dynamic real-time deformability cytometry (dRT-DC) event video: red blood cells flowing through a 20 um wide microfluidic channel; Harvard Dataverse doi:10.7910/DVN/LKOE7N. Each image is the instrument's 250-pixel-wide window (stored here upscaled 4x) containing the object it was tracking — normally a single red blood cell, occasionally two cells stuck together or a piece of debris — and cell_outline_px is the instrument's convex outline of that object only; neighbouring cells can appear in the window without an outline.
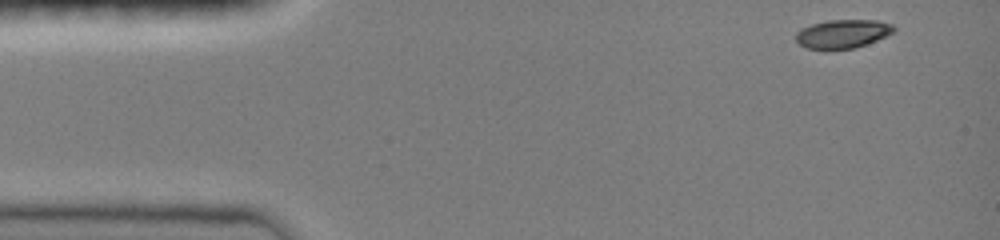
{"species": "common noctule bat (a hibernating species)", "species_latin": "Nyctalus noctula", "temperature_condition": "room temperature", "stored_images_in_passage": 6, "camera_frame_rate_fps": 3000, "um_per_image_px": 0.085, "animal": {"sex": "female", "body_mass_g": 19.0, "forearm_length_mm": 51.5}, "frame": {"image": 1, "passage_image": 1, "time_ms": 0.0, "image_size_px": [1000, 240], "cell_outline_px": [[896, 28], [892, 32], [876, 40], [856, 48], [808, 48], [800, 44], [796, 40], [796, 32], [800, 28], [812, 24], [828, 20], [876, 20], [892, 24]], "centroid_in_image_um": [71.62, 2.85], "position_along_channel_um": 13.4, "area_um2": 16.01}}
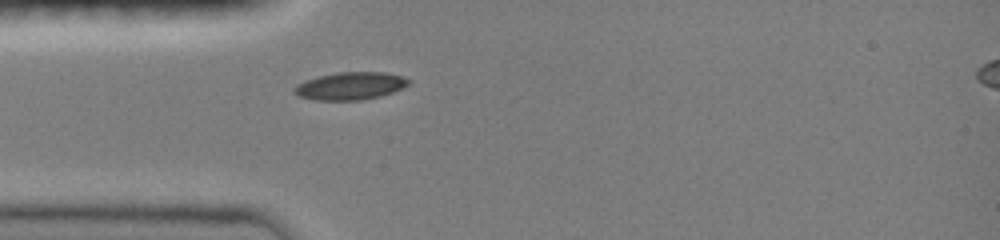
{"frame": {"image": 2, "passage_image": 6, "time_ms": 3.333, "image_size_px": [1000, 240], "cell_outline_px": [[412, 80], [404, 88], [380, 96], [360, 100], [316, 100], [300, 96], [292, 92], [292, 88], [296, 84], [304, 80], [316, 76], [336, 72], [384, 72], [400, 76]], "centroid_in_image_um": [29.74, 7.29], "position_along_channel_um": 55.3, "area_um2": 18.55}}